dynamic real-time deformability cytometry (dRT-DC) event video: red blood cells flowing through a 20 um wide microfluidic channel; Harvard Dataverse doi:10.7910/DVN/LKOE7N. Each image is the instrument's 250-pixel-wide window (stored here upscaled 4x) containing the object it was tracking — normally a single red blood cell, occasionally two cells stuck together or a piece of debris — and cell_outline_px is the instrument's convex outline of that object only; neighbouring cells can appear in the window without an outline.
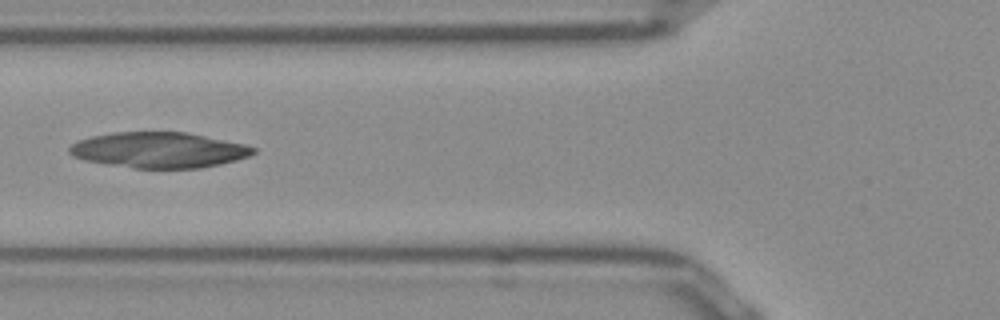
{"species": "Egyptian fruit bat (a non-hibernating species)", "species_latin": "Rousettus aegyptiacus", "temperature_condition": "room temperature", "stored_images_in_passage": 14, "camera_frame_rate_fps": 3000, "um_per_image_px": 0.085, "frame": {"image": 1, "passage_image": 6, "time_ms": 1.667, "image_size_px": [1000, 320], "cell_outline_px": [[256, 152], [248, 156], [236, 160], [220, 164], [200, 168], [136, 168], [108, 164], [84, 160], [72, 156], [68, 152], [68, 148], [72, 144], [80, 140], [92, 136], [112, 132], [188, 132], [244, 144], [256, 148]], "centroid_in_image_um": [13.5, 12.75], "position_along_channel_um": 112.3, "area_um2": 38.09}}
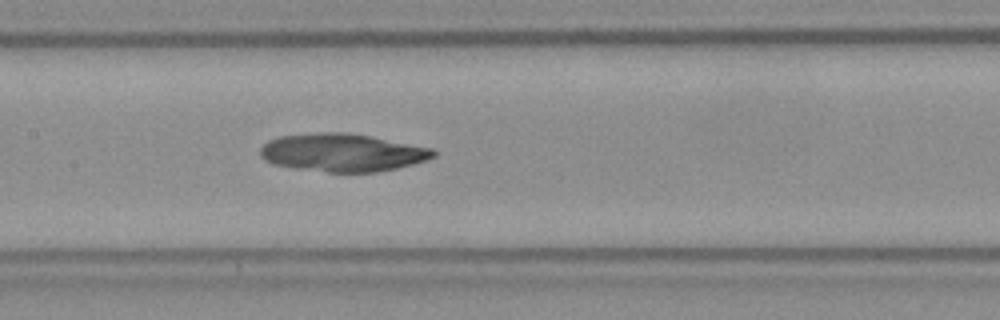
{"frame": {"image": 2, "passage_image": 11, "time_ms": 3.333, "image_size_px": [1000, 320], "cell_outline_px": [[436, 156], [428, 160], [396, 168], [376, 172], [328, 172], [300, 168], [276, 164], [264, 160], [260, 156], [260, 148], [268, 140], [280, 136], [320, 132], [348, 132], [432, 148], [436, 152]], "centroid_in_image_um": [29.11, 12.96], "position_along_channel_um": 178.3, "area_um2": 38.03}}